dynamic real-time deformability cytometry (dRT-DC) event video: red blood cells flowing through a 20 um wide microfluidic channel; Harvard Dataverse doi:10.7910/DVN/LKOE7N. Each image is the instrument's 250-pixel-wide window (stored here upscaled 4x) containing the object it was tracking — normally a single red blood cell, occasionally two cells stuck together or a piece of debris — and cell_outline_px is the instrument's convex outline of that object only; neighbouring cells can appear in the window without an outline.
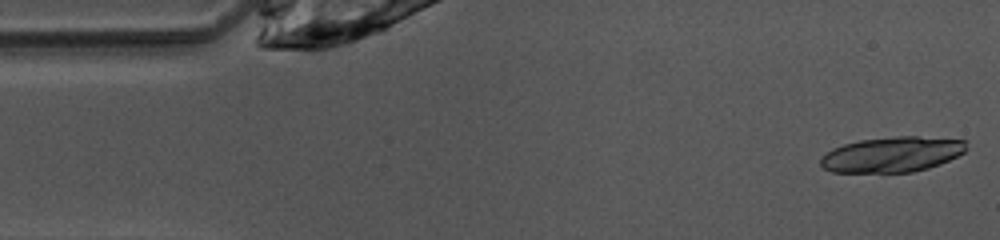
{"species": "common noctule bat (a hibernating species)", "species_latin": "Nyctalus noctula", "temperature_condition": "warm", "stored_images_in_passage": 46, "segment_of_instrument_passage": [1, 2], "camera_frame_rate_fps": 3000, "um_per_image_px": 0.085, "animal": {"sex": "female", "body_mass_g": 10.0, "forearm_length_mm": 53.1}, "frame": {"image": 1, "passage_image": 1, "time_ms": 0.0, "image_size_px": [1000, 240], "cell_outline_px": [[968, 148], [964, 152], [940, 164], [928, 168], [912, 172], [832, 172], [824, 168], [820, 164], [820, 156], [832, 148], [844, 144], [860, 140], [900, 136], [916, 136], [968, 140]], "centroid_in_image_um": [75.83, 13.12], "position_along_channel_um": 9.2, "area_um2": 30.11}}